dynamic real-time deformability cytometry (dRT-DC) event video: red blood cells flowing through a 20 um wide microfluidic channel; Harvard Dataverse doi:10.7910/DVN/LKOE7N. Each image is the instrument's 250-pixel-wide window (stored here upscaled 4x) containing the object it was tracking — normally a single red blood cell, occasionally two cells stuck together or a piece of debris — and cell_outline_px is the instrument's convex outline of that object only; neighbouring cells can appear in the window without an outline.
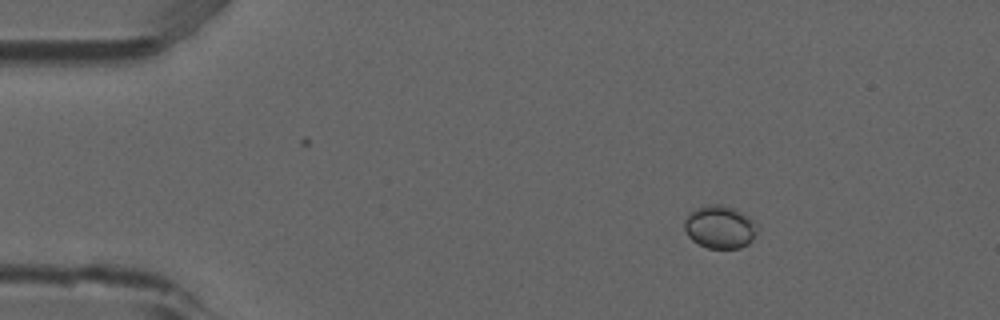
{"species": "common noctule bat (a hibernating species)", "species_latin": "Nyctalus noctula", "temperature_condition": "room temperature", "stored_images_in_passage": 3, "camera_frame_rate_fps": 3000, "um_per_image_px": 0.085, "animal": {"sex": "male", "forearm_length_mm": 52.5}, "frame": {"image": 1, "passage_image": 1, "time_ms": 0.0, "image_size_px": [1000, 320], "cell_outline_px": [[760, 228], [752, 240], [748, 244], [740, 248], [708, 248], [692, 240], [688, 236], [684, 228], [684, 220], [688, 212], [704, 204], [720, 204], [736, 208], [744, 212]], "centroid_in_image_um": [61.19, 19.27], "position_along_channel_um": 23.8, "area_um2": 18.61}}